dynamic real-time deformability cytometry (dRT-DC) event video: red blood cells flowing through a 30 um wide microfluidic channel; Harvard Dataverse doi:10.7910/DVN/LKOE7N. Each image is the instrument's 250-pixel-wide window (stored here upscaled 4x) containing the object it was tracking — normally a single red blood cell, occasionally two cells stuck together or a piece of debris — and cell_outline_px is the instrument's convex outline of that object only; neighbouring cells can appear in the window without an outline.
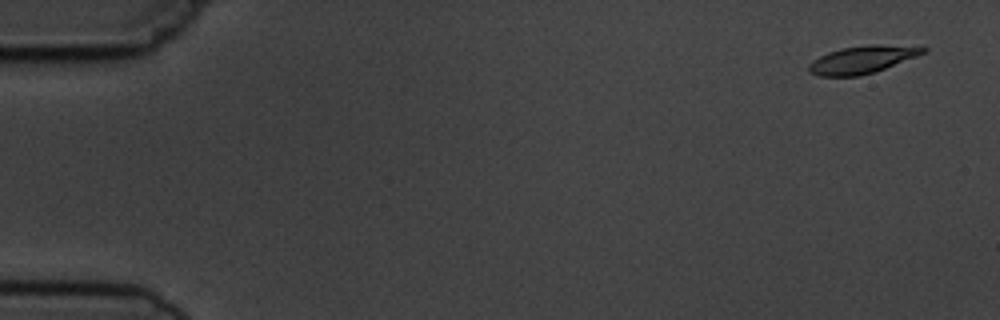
{"species": "common noctule bat (a hibernating species)", "species_latin": "Nyctalus noctula", "temperature_condition": "cold", "stored_images_in_passage": 4, "camera_frame_rate_fps": 3000, "um_per_image_px": 0.085, "animal": {"sex": "male", "body_mass_g": 19.5, "forearm_length_mm": 54.6}, "frame": {"image": 1, "passage_image": 1, "time_ms": 0.0, "image_size_px": [1000, 320], "cell_outline_px": [[928, 52], [884, 68], [860, 76], [820, 76], [808, 72], [808, 64], [812, 60], [828, 52], [844, 48], [868, 44], [876, 44], [928, 48]], "centroid_in_image_um": [73.25, 5.07], "position_along_channel_um": 11.8, "area_um2": 18.09}}
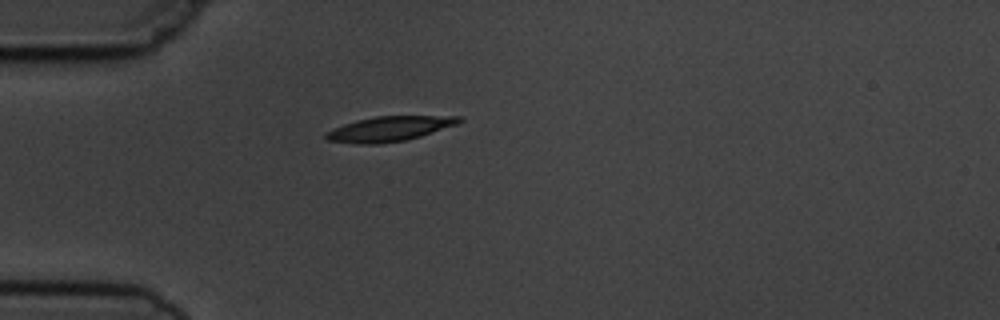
{"frame": {"image": 2, "passage_image": 4, "time_ms": 4.333, "image_size_px": [1000, 320], "cell_outline_px": [[464, 120], [456, 124], [420, 136], [404, 140], [380, 144], [356, 144], [328, 140], [324, 136], [324, 132], [344, 124], [356, 120], [376, 116], [464, 116]], "centroid_in_image_um": [33.07, 10.94], "position_along_channel_um": 51.9, "area_um2": 19.25}}